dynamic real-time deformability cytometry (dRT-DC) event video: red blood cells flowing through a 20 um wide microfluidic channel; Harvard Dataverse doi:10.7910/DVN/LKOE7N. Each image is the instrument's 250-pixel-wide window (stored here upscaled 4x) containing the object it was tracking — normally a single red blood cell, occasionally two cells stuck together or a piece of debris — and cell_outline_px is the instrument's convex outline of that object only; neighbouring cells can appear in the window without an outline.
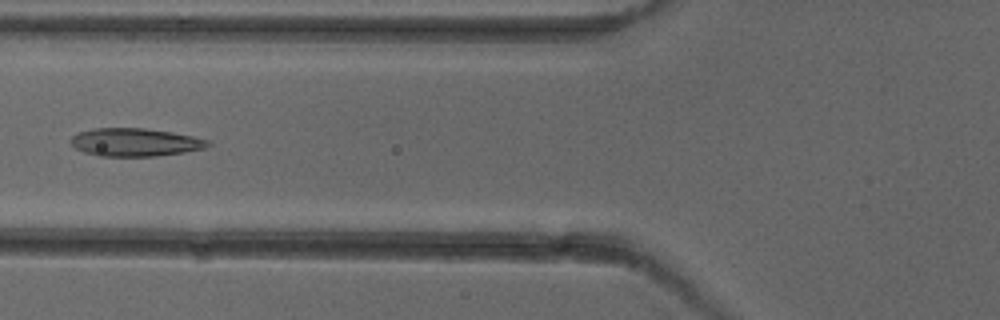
{"species": "common noctule bat (a hibernating species)", "species_latin": "Nyctalus noctula", "temperature_condition": "cold", "stored_images_in_passage": 5, "camera_frame_rate_fps": 3000, "um_per_image_px": 0.085, "animal": {"sex": "female"}, "frame": {"image": 1, "passage_image": 5, "time_ms": 5.333, "image_size_px": [1000, 320], "cell_outline_px": [[212, 144], [204, 148], [184, 152], [156, 156], [96, 156], [84, 152], [76, 148], [68, 140], [72, 136], [80, 132], [92, 128], [144, 128], [172, 132], [192, 136], [208, 140]], "centroid_in_image_um": [11.46, 12.09], "position_along_channel_um": 114.3, "area_um2": 22.43}}